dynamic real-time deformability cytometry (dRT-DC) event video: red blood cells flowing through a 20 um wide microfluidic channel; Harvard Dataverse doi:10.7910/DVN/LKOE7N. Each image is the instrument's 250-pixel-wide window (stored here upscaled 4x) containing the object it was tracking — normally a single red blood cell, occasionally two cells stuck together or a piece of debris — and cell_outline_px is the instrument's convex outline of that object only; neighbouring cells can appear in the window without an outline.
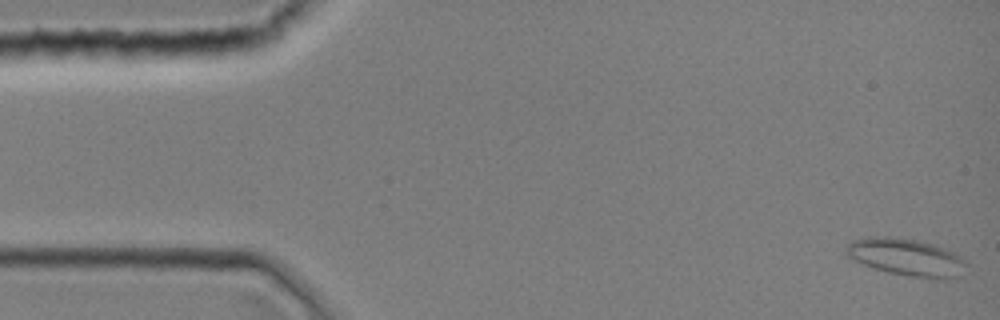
{"species": "common noctule bat (a hibernating species)", "species_latin": "Nyctalus noctula", "temperature_condition": "room temperature", "stored_images_in_passage": 10, "camera_frame_rate_fps": 3000, "um_per_image_px": 0.085, "animal": {"sex": "female", "body_mass_g": 19.0, "forearm_length_mm": 51.5}, "frame": {"image": 1, "passage_image": 1, "time_ms": 0.0, "image_size_px": [1000, 320], "cell_outline_px": [[968, 264], [964, 276], [956, 280], [936, 280], [908, 276], [888, 272], [872, 268], [848, 256], [844, 252], [844, 248], [852, 240], [868, 236], [888, 236], [912, 240], [932, 244], [944, 248], [960, 256]], "centroid_in_image_um": [77.11, 21.91], "position_along_channel_um": 7.9, "area_um2": 26.7}}
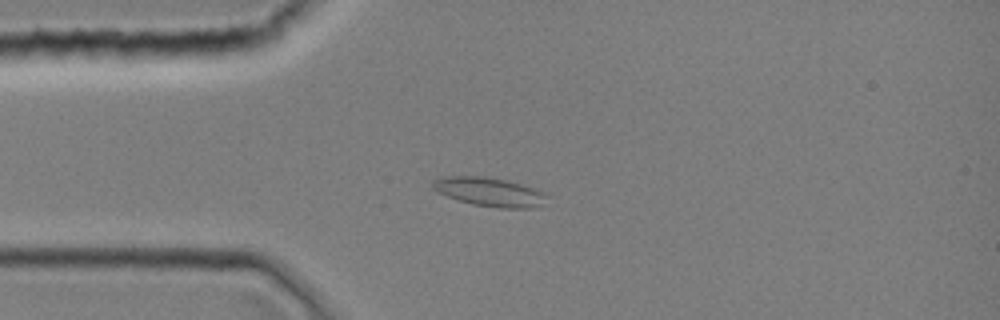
{"frame": {"image": 2, "passage_image": 10, "time_ms": 3.0, "image_size_px": [1000, 320], "cell_outline_px": [[548, 196], [540, 204], [528, 208], [500, 208], [472, 204], [436, 192], [432, 188], [432, 180], [444, 176], [484, 176], [504, 180], [520, 184], [544, 192]], "centroid_in_image_um": [41.54, 16.3], "position_along_channel_um": 43.5, "area_um2": 18.9}}